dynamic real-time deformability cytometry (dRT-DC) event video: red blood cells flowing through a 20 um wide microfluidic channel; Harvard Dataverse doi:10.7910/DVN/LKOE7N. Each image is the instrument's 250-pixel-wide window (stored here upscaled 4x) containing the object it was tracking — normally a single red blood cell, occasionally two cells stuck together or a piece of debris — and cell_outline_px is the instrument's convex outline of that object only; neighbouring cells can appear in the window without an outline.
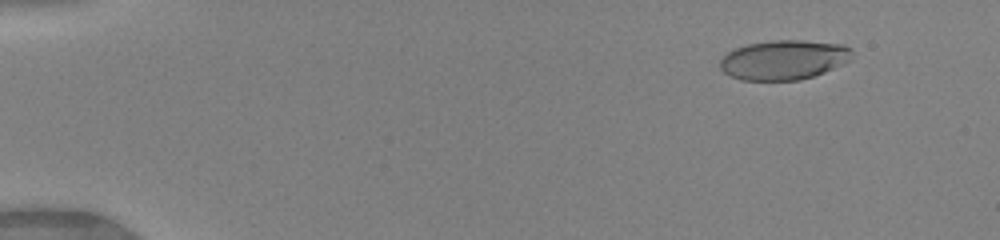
{"species": "human", "species_latin": "Homo sapiens", "temperature_condition": "warm", "stored_images_in_passage": 46, "camera_frame_rate_fps": 3000, "um_per_image_px": 0.085, "donor": {"sex": "female"}, "frame": {"image": 1, "passage_image": 2, "time_ms": 0.333, "image_size_px": [1000, 240], "cell_outline_px": [[852, 60], [824, 72], [800, 80], [740, 80], [724, 72], [720, 68], [720, 60], [732, 48], [748, 44], [772, 40], [800, 40], [844, 44], [852, 52]], "centroid_in_image_um": [66.62, 5.08], "position_along_channel_um": 18.4, "area_um2": 30.52}}
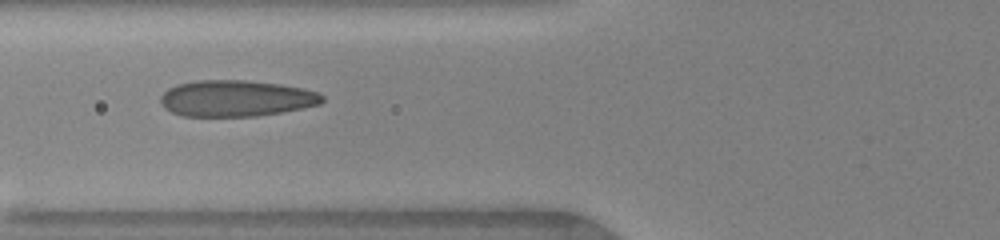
{"frame": {"image": 2, "passage_image": 17, "time_ms": 5.333, "image_size_px": [1000, 240], "cell_outline_px": [[324, 100], [320, 104], [280, 112], [256, 116], [180, 116], [164, 108], [160, 100], [160, 96], [168, 88], [176, 84], [196, 80], [244, 80], [280, 84], [300, 88], [316, 92], [324, 96]], "centroid_in_image_um": [20.01, 8.36], "position_along_channel_um": 105.8, "area_um2": 34.1}}
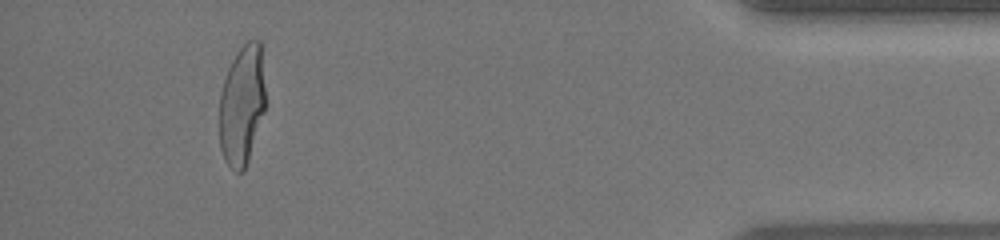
{"frame": {"image": 3, "passage_image": 43, "time_ms": 14.0, "image_size_px": [1000, 240], "cell_outline_px": [[264, 112], [244, 172], [236, 172], [224, 160], [220, 148], [220, 92], [228, 68], [236, 52], [248, 40], [260, 40], [264, 88]], "centroid_in_image_um": [20.55, 8.94], "position_along_channel_um": 414.6, "area_um2": 31.91}, "authors_computed_cell_mechanics": {"area_um2": 33.4084, "velocity_mm_per_s": 4.1421, "shape_relaxation_time_tau1_ms": 4.2457, "shape_relaxation_time_tau2_ms": null, "deformation_change_tau1": 0.2341, "deformation_change_tau2": null}}